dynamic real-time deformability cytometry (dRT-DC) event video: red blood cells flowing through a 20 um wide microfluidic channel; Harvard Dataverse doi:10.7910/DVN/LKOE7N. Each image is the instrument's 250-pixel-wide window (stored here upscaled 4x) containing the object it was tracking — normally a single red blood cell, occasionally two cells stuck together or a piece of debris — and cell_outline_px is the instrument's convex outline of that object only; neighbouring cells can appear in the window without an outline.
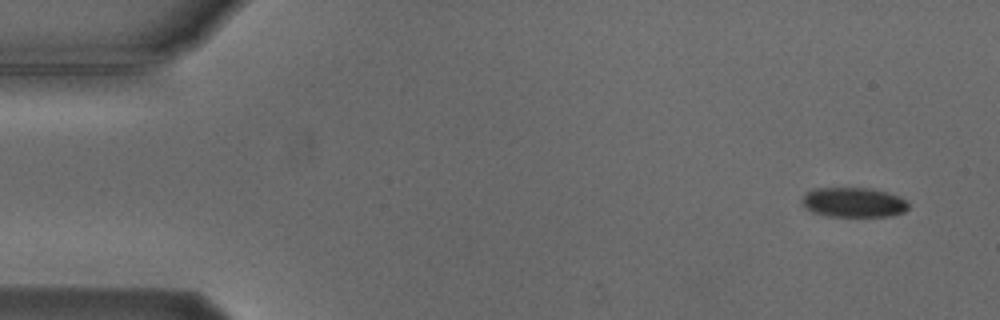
{"species": "Egyptian fruit bat (a non-hibernating species)", "species_latin": "Rousettus aegyptiacus", "temperature_condition": "cold", "stored_images_in_passage": 5, "camera_frame_rate_fps": 3000, "um_per_image_px": 0.085, "animal": {"sex": "male"}, "frame": {"image": 1, "passage_image": 1, "time_ms": 0.0, "image_size_px": [1000, 320], "cell_outline_px": [[908, 208], [904, 212], [892, 216], [828, 216], [812, 212], [800, 200], [808, 192], [816, 188], [872, 188], [900, 196], [908, 204]], "centroid_in_image_um": [72.58, 17.2], "position_along_channel_um": 12.4, "area_um2": 18.32}}
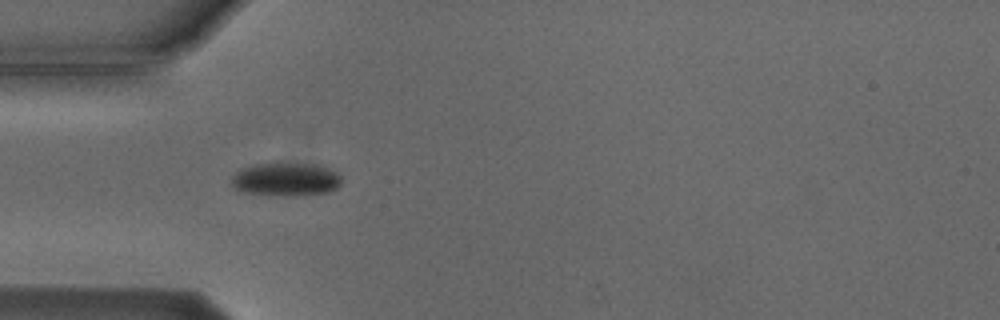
{"frame": {"image": 2, "passage_image": 4, "time_ms": 4.333, "image_size_px": [1000, 320], "cell_outline_px": [[340, 184], [336, 188], [328, 192], [296, 196], [284, 196], [244, 192], [236, 188], [232, 184], [232, 176], [240, 168], [256, 164], [276, 160], [320, 164], [336, 172], [340, 176]], "centroid_in_image_um": [24.3, 15.19], "position_along_channel_um": 60.7, "area_um2": 22.14}}
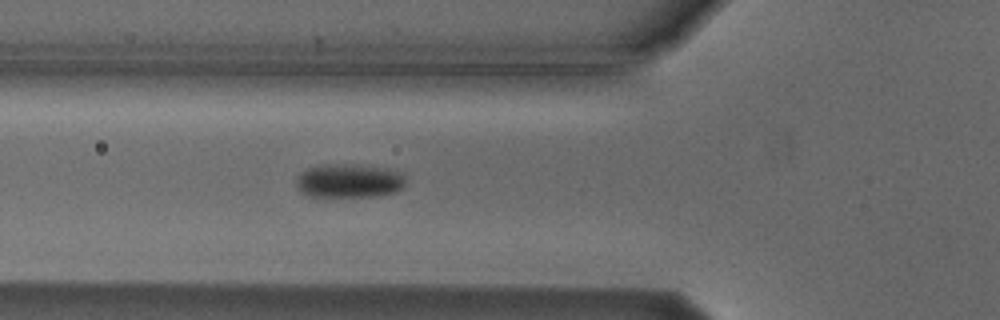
{"frame": {"image": 3, "passage_image": 5, "time_ms": 5.333, "image_size_px": [1000, 320], "cell_outline_px": [[404, 184], [396, 192], [376, 196], [308, 196], [300, 192], [296, 184], [296, 180], [308, 168], [324, 164], [352, 164], [388, 168], [404, 172]], "centroid_in_image_um": [29.7, 15.36], "position_along_channel_um": 96.1, "area_um2": 21.56}}